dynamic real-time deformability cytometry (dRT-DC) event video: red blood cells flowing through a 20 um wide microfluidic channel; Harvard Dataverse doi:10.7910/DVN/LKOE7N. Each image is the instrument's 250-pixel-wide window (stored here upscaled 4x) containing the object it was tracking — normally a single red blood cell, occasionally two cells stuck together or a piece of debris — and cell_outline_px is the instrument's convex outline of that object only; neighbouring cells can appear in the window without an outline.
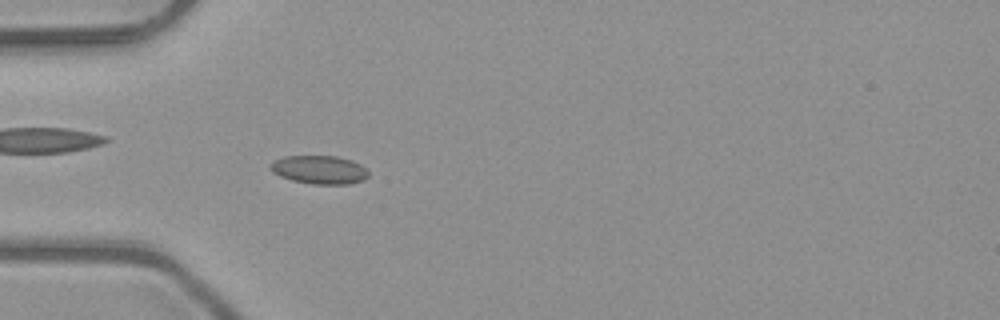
{"species": "common noctule bat (a hibernating species)", "species_latin": "Nyctalus noctula", "temperature_condition": "room temperature", "stored_images_in_passage": 4, "camera_frame_rate_fps": 3000, "um_per_image_px": 0.085, "animal": {"sex": "male", "body_mass_g": 23.1, "forearm_length_mm": 52.7}, "frame": {"image": 1, "passage_image": 4, "time_ms": 1.0, "image_size_px": [1000, 320], "cell_outline_px": [[368, 176], [364, 180], [348, 184], [312, 184], [292, 180], [280, 176], [272, 172], [268, 168], [268, 164], [272, 160], [284, 156], [336, 156], [352, 160], [360, 164], [368, 172]], "centroid_in_image_um": [27.09, 14.42], "position_along_channel_um": 57.9, "area_um2": 16.42}}